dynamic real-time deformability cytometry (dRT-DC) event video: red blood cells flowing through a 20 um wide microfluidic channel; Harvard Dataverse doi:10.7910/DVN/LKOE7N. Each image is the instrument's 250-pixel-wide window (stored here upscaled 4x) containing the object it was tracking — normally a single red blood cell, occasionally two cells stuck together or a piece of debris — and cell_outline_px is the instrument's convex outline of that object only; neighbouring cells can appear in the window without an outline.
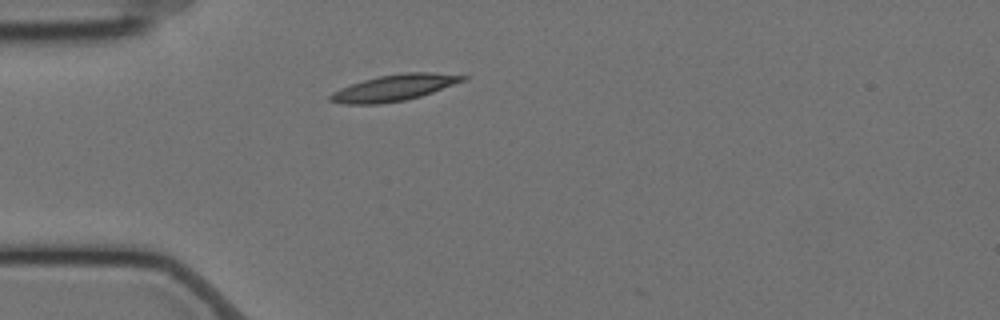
{"species": "Egyptian fruit bat (a non-hibernating species)", "species_latin": "Rousettus aegyptiacus", "temperature_condition": "cold", "stored_images_in_passage": 31, "camera_frame_rate_fps": 3000, "um_per_image_px": 0.085, "animal": {"sex": "female"}, "frame": {"image": 1, "passage_image": 1, "time_ms": 0.0, "image_size_px": [1000, 320], "cell_outline_px": [[468, 76], [464, 80], [432, 92], [420, 96], [404, 100], [380, 104], [344, 104], [328, 100], [328, 96], [332, 92], [340, 88], [364, 80], [380, 76], [404, 72], [432, 72]], "centroid_in_image_um": [33.46, 7.46], "position_along_channel_um": 51.5, "area_um2": 20.0}}
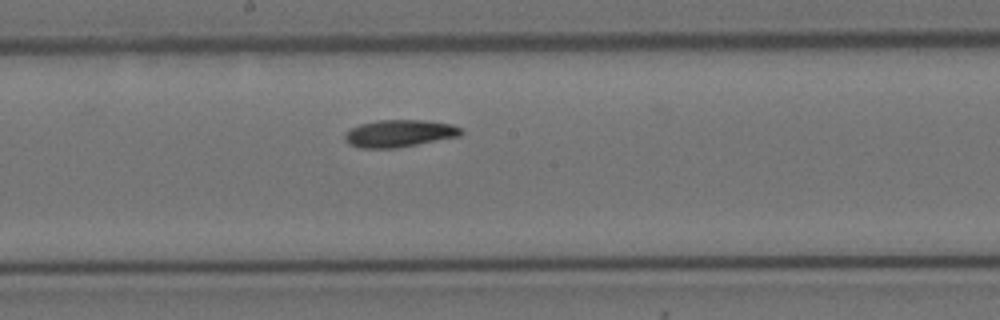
{"frame": {"image": 2, "passage_image": 16, "time_ms": 5.0, "image_size_px": [1000, 320], "cell_outline_px": [[464, 132], [460, 136], [396, 148], [360, 148], [348, 144], [344, 140], [344, 132], [360, 124], [380, 120], [424, 120], [452, 124], [460, 128]], "centroid_in_image_um": [33.92, 11.34], "position_along_channel_um": 214.3, "area_um2": 18.5}}
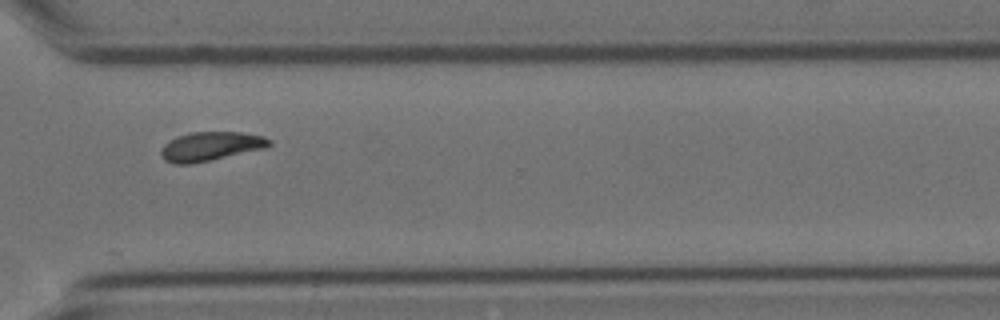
{"frame": {"image": 3, "passage_image": 28, "time_ms": 9.0, "image_size_px": [1000, 320], "cell_outline_px": [[272, 144], [268, 148], [192, 164], [176, 164], [164, 160], [160, 156], [160, 152], [164, 144], [176, 136], [192, 132], [240, 132], [264, 136], [272, 140]], "centroid_in_image_um": [17.93, 12.44], "position_along_channel_um": 352.7, "area_um2": 18.55}, "authors_computed_cell_mechanics": {"area_um2": 18.4382, "velocity_mm_per_s": 3.4722, "shape_relaxation_time_tau1_ms": 6.7269, "shape_relaxation_time_tau2_ms": null, "deformation_change_tau1": 0.1565, "deformation_change_tau2": null}}